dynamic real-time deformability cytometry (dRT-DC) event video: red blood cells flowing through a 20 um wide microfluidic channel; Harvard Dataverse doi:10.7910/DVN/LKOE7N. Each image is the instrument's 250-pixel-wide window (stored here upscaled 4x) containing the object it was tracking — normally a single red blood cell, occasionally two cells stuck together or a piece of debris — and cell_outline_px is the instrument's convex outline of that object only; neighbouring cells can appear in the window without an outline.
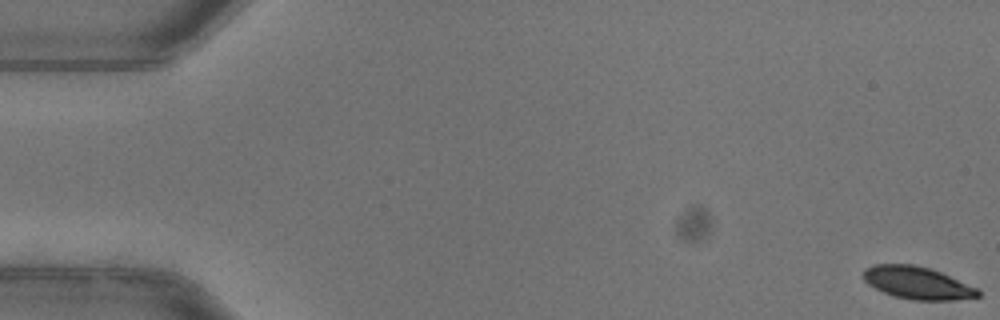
{"species": "common noctule bat (a hibernating species)", "species_latin": "Nyctalus noctula", "temperature_condition": "warm", "stored_images_in_passage": 53, "camera_frame_rate_fps": 3000, "um_per_image_px": 0.085, "animal": {"sex": "female"}, "frame": {"image": 1, "passage_image": 1, "time_ms": 0.0, "image_size_px": [1000, 320], "cell_outline_px": [[980, 296], [952, 300], [912, 300], [896, 296], [884, 292], [868, 284], [864, 280], [864, 268], [876, 264], [916, 264], [932, 268], [976, 288], [980, 292]], "centroid_in_image_um": [77.96, 24.03], "position_along_channel_um": 7.0, "area_um2": 21.5}}
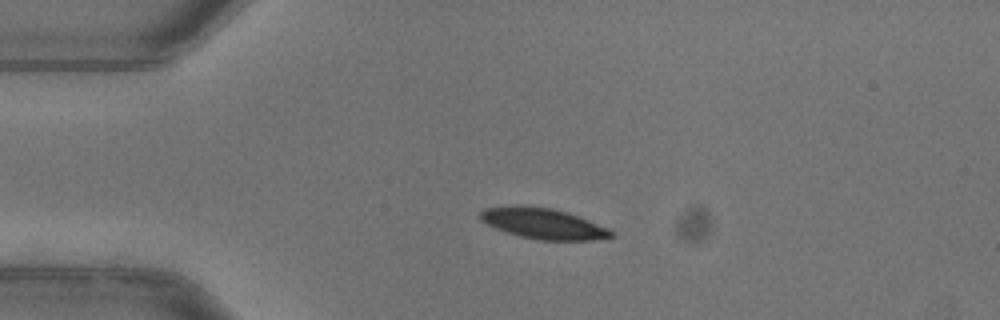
{"frame": {"image": 2, "passage_image": 13, "time_ms": 4.0, "image_size_px": [1000, 320], "cell_outline_px": [[616, 236], [592, 240], [540, 240], [520, 236], [504, 232], [480, 220], [480, 212], [484, 208], [516, 204], [552, 208], [568, 212], [612, 228], [616, 232]], "centroid_in_image_um": [46.23, 18.99], "position_along_channel_um": 38.8, "area_um2": 23.93}}
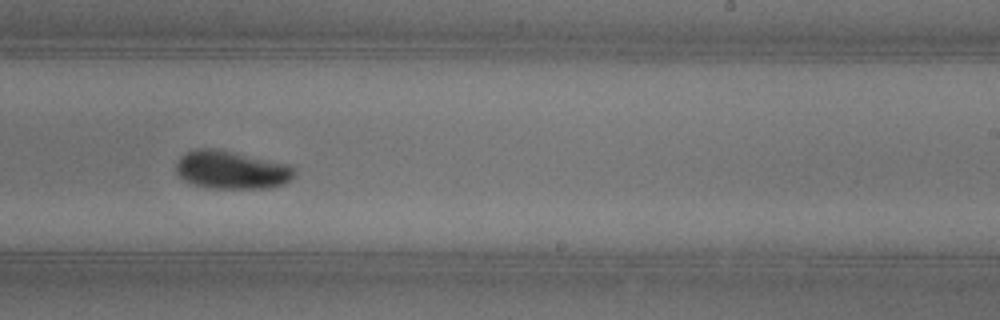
{"frame": {"image": 3, "passage_image": 33, "time_ms": 10.667, "image_size_px": [1000, 320], "cell_outline_px": [[296, 176], [284, 184], [268, 188], [208, 188], [184, 180], [176, 172], [176, 164], [180, 156], [184, 152], [196, 148], [212, 148], [292, 164], [296, 168]], "centroid_in_image_um": [19.72, 14.43], "position_along_channel_um": 269.3, "area_um2": 26.53}, "authors_computed_cell_mechanics": {"area_um2": 23.9292, "velocity_mm_per_s": 3.9432, "shape_relaxation_time_tau1_ms": 2.6437, "shape_relaxation_time_tau2_ms": null, "deformation_change_tau1": 0.1365, "deformation_change_tau2": null}}